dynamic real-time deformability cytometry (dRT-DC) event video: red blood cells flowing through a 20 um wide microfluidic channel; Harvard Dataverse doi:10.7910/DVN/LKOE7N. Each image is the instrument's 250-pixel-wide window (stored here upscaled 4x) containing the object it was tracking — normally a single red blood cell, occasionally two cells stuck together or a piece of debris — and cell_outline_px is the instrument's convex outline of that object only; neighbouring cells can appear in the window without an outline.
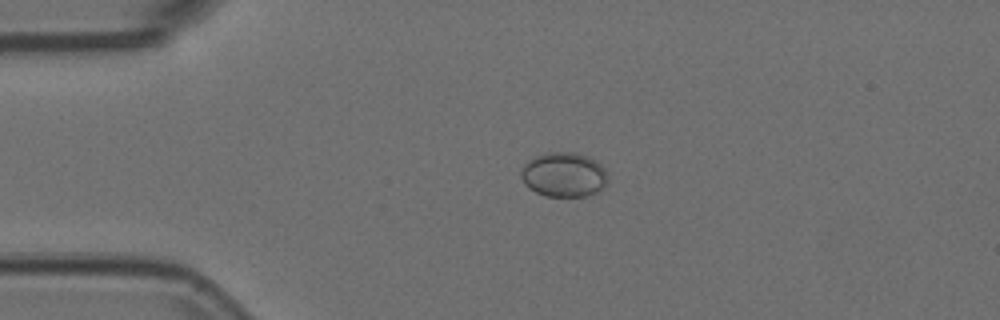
{"species": "Egyptian fruit bat (a non-hibernating species)", "species_latin": "Rousettus aegyptiacus", "temperature_condition": "room temperature", "stored_images_in_passage": 24, "camera_frame_rate_fps": 3000, "um_per_image_px": 0.085, "animal": {"sex": "female"}, "frame": {"image": 1, "passage_image": 12, "time_ms": 3.667, "image_size_px": [1000, 320], "cell_outline_px": [[604, 188], [596, 192], [584, 196], [544, 196], [528, 188], [524, 184], [520, 176], [520, 172], [532, 156], [548, 152], [576, 152], [588, 156], [596, 160], [604, 168]], "centroid_in_image_um": [47.87, 14.83], "position_along_channel_um": 37.1, "area_um2": 22.48}}
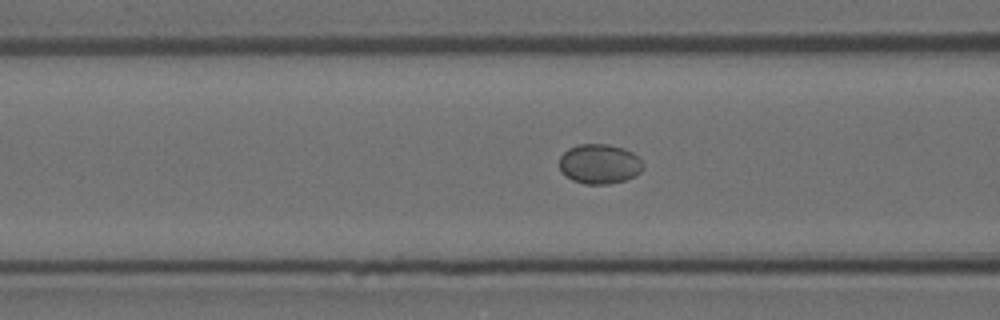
{"frame": {"image": 2, "passage_image": 21, "time_ms": 6.667, "image_size_px": [1000, 320], "cell_outline_px": [[644, 168], [636, 176], [624, 180], [608, 184], [584, 184], [572, 180], [560, 172], [560, 156], [568, 148], [580, 144], [608, 144], [624, 148], [632, 152], [644, 164]], "centroid_in_image_um": [50.95, 13.94], "position_along_channel_um": 115.6, "area_um2": 19.54}}
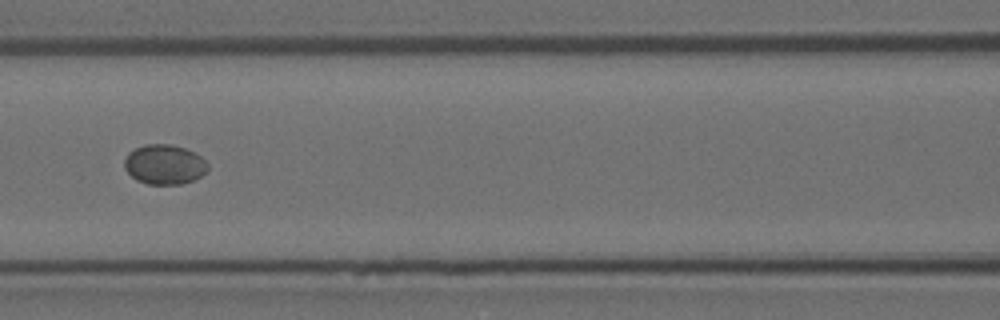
{"frame": {"image": 3, "passage_image": 24, "time_ms": 7.667, "image_size_px": [1000, 320], "cell_outline_px": [[208, 168], [200, 176], [192, 180], [180, 184], [148, 184], [136, 180], [124, 168], [124, 160], [128, 152], [144, 144], [168, 144], [184, 148], [200, 156], [208, 164]], "centroid_in_image_um": [13.94, 13.98], "position_along_channel_um": 152.7, "area_um2": 19.13}}